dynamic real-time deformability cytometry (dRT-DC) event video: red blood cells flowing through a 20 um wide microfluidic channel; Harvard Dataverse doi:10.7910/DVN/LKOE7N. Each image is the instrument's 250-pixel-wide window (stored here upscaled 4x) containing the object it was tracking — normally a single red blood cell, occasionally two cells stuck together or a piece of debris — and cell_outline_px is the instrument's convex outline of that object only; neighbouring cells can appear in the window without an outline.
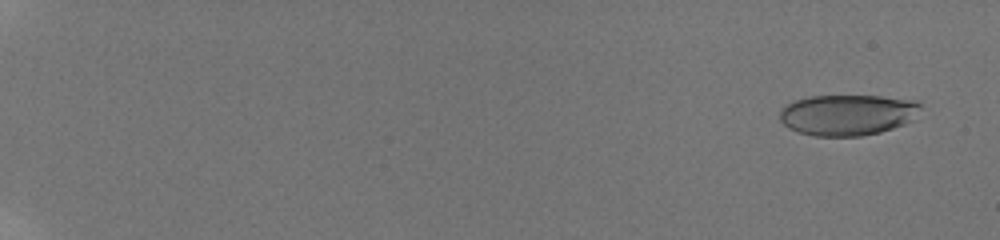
{"species": "human", "species_latin": "Homo sapiens", "temperature_condition": "room temperature", "stored_images_in_passage": 59, "camera_frame_rate_fps": 3000, "um_per_image_px": 0.085, "donor": {"sex": "male"}, "frame": {"image": 1, "passage_image": 4, "time_ms": 1.0, "image_size_px": [1000, 240], "cell_outline_px": [[920, 108], [912, 120], [904, 124], [880, 132], [860, 136], [816, 136], [796, 132], [788, 128], [780, 120], [780, 112], [792, 100], [808, 96], [880, 96], [916, 100], [920, 104]], "centroid_in_image_um": [72.02, 9.76], "position_along_channel_um": 13.0, "area_um2": 33.58}}
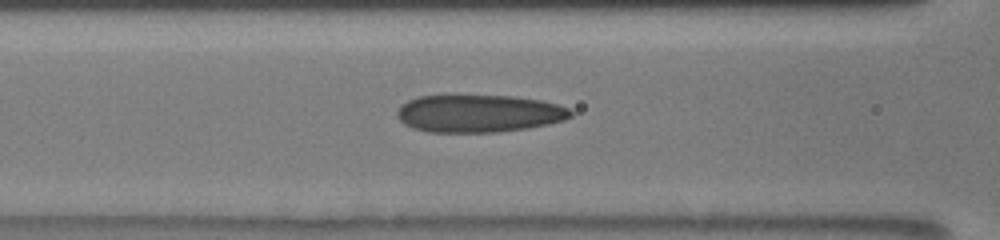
{"frame": {"image": 2, "passage_image": 30, "time_ms": 9.667, "image_size_px": [1000, 240], "cell_outline_px": [[572, 116], [564, 120], [548, 124], [528, 128], [496, 132], [428, 132], [412, 128], [404, 124], [396, 116], [396, 112], [408, 100], [420, 96], [516, 96], [540, 100], [556, 104], [568, 108], [572, 112]], "centroid_in_image_um": [40.7, 9.65], "position_along_channel_um": 125.9, "area_um2": 37.86}}
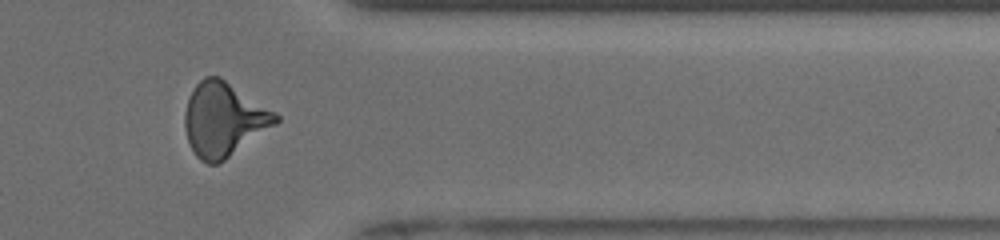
{"frame": {"image": 3, "passage_image": 51, "time_ms": 16.667, "image_size_px": [1000, 240], "cell_outline_px": [[280, 120], [276, 124], [224, 160], [216, 164], [208, 164], [200, 160], [196, 156], [188, 140], [184, 124], [184, 112], [188, 100], [196, 84], [204, 76], [220, 76], [276, 112], [280, 116]], "centroid_in_image_um": [19.02, 10.14], "position_along_channel_um": 392.4, "area_um2": 38.9}, "authors_computed_cell_mechanics": {"area_um2": 36.3562, "velocity_mm_per_s": 3.8774, "shape_relaxation_time_tau1_ms": 5.711, "shape_relaxation_time_tau2_ms": 1.3142, "deformation_change_tau1": 0.1843, "deformation_change_tau2": 0.0907}}